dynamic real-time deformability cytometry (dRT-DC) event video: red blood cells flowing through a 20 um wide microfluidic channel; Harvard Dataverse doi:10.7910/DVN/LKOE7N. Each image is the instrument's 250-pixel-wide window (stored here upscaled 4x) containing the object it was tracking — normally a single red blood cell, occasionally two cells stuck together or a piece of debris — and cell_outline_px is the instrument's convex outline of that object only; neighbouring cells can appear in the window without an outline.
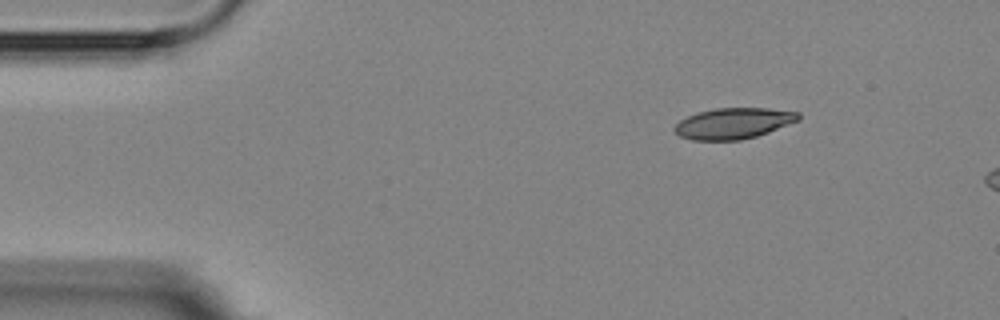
{"species": "Egyptian fruit bat (a non-hibernating species)", "species_latin": "Rousettus aegyptiacus", "temperature_condition": "room temperature", "stored_images_in_passage": 2, "camera_frame_rate_fps": 3000, "um_per_image_px": 0.085, "animal": {"sex": "female"}, "frame": {"image": 1, "passage_image": 1, "time_ms": 0.0, "image_size_px": [1000, 320], "cell_outline_px": [[800, 120], [768, 132], [756, 136], [740, 140], [692, 140], [680, 136], [672, 128], [680, 120], [688, 116], [700, 112], [716, 108], [768, 108], [800, 112]], "centroid_in_image_um": [62.36, 10.48], "position_along_channel_um": 22.6, "area_um2": 22.25}}